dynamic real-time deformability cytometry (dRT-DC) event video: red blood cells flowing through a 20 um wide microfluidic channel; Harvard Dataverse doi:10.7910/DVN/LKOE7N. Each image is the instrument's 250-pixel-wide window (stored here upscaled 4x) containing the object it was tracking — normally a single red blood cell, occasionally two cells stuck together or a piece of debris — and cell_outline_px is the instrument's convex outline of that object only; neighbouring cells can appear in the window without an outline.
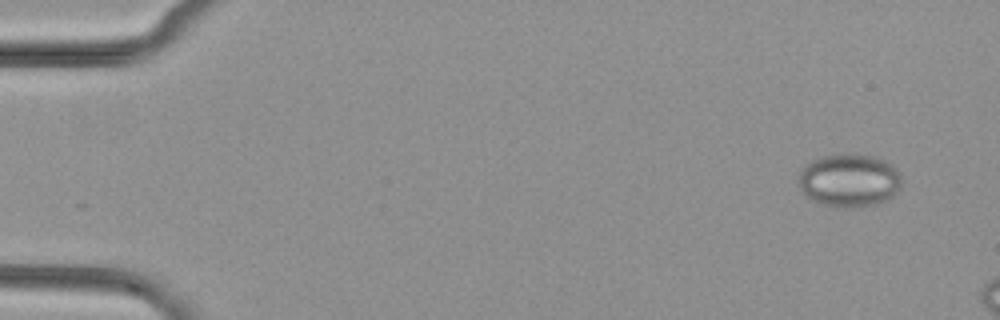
{"species": "common noctule bat (a hibernating species)", "species_latin": "Nyctalus noctula", "temperature_condition": "cold", "stored_images_in_passage": 11, "camera_frame_rate_fps": 3000, "um_per_image_px": 0.085, "animal": {"sex": "female", "body_mass_g": 29.2, "forearm_length_mm": 56.3}, "frame": {"image": 1, "passage_image": 1, "time_ms": 0.0, "image_size_px": [1000, 320], "cell_outline_px": [[900, 188], [892, 196], [876, 204], [848, 208], [840, 208], [820, 204], [804, 196], [800, 188], [800, 172], [812, 160], [820, 156], [840, 152], [852, 152], [872, 156], [884, 160], [892, 164], [900, 172]], "centroid_in_image_um": [72.18, 15.31], "position_along_channel_um": 12.8, "area_um2": 32.37}}